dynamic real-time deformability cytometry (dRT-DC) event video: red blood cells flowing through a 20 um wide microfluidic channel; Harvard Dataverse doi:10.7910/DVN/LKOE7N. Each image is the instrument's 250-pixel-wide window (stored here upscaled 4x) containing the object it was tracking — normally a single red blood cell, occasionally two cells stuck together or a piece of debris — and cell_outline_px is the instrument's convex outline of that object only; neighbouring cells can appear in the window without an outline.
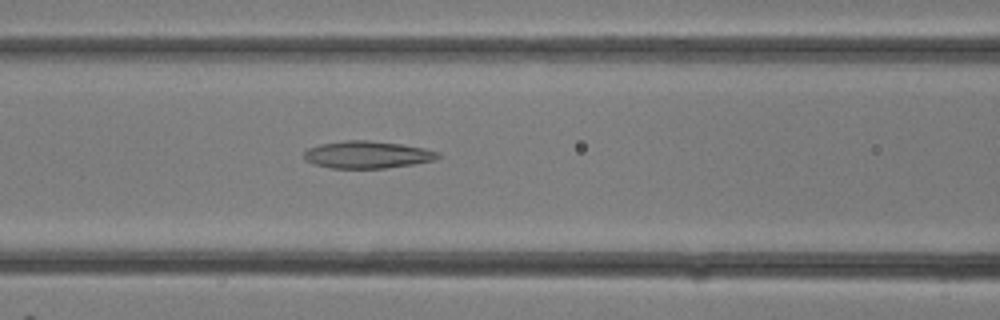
{"species": "common noctule bat (a hibernating species)", "species_latin": "Nyctalus noctula", "temperature_condition": "room temperature", "stored_images_in_passage": 34, "segment_of_instrument_passage": [1, 2], "camera_frame_rate_fps": 3000, "um_per_image_px": 0.085, "animal": {"sex": "female"}, "frame": {"image": 1, "passage_image": 14, "time_ms": 4.333, "image_size_px": [1000, 320], "cell_outline_px": [[440, 156], [436, 160], [412, 164], [384, 168], [332, 168], [312, 164], [304, 160], [304, 152], [308, 148], [320, 144], [344, 140], [368, 140], [400, 144], [424, 148], [440, 152]], "centroid_in_image_um": [31.2, 13.14], "position_along_channel_um": 135.4, "area_um2": 21.33}}
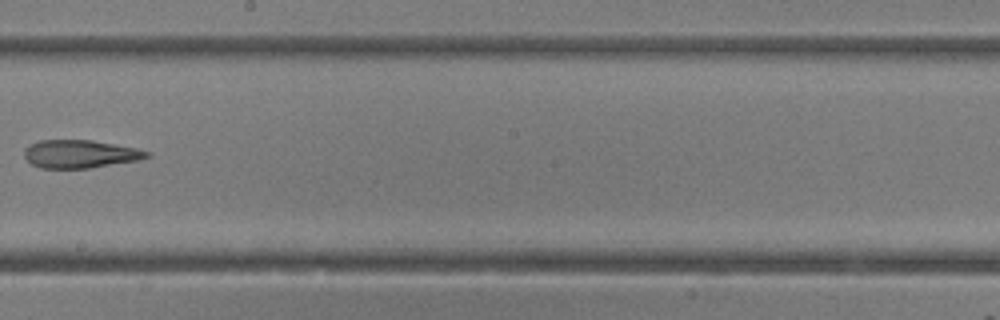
{"frame": {"image": 2, "passage_image": 19, "time_ms": 6.0, "image_size_px": [1000, 320], "cell_outline_px": [[152, 156], [136, 160], [88, 168], [40, 168], [32, 164], [24, 156], [24, 148], [40, 140], [92, 140], [136, 148], [152, 152]], "centroid_in_image_um": [6.81, 13.08], "position_along_channel_um": 241.4, "area_um2": 19.88}}
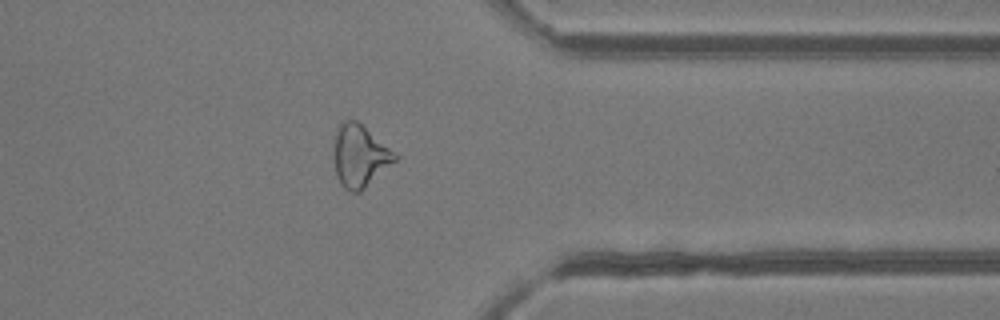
{"frame": {"image": 3, "passage_image": 26, "time_ms": 8.333, "image_size_px": [1000, 320], "cell_outline_px": [[400, 156], [396, 160], [360, 192], [352, 192], [344, 188], [340, 184], [336, 176], [332, 160], [332, 152], [336, 128], [340, 120], [356, 120]], "centroid_in_image_um": [30.52, 13.24], "position_along_channel_um": 380.9, "area_um2": 22.48}}